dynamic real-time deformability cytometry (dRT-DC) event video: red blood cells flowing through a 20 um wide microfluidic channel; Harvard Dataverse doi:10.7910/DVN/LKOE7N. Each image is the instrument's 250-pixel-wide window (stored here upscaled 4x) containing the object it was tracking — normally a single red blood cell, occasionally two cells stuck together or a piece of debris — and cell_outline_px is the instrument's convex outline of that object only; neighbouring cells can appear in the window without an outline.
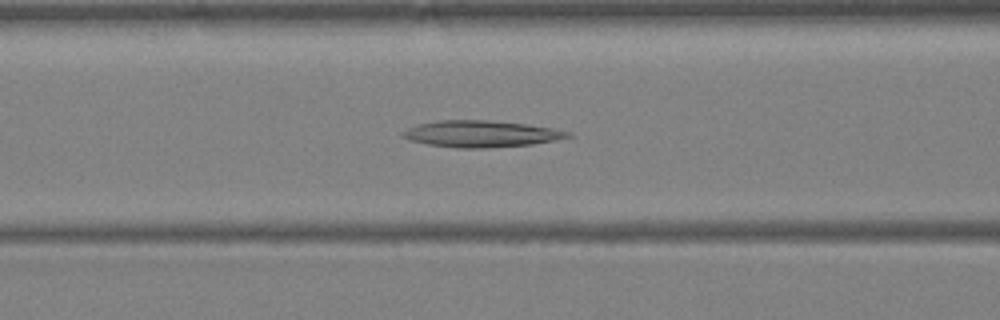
{"species": "Egyptian fruit bat (a non-hibernating species)", "species_latin": "Rousettus aegyptiacus", "temperature_condition": "warm", "stored_images_in_passage": 38, "camera_frame_rate_fps": 3000, "um_per_image_px": 0.085, "animal": {"sex": "female"}, "frame": {"image": 1, "passage_image": 15, "time_ms": 4.667, "image_size_px": [1000, 320], "cell_outline_px": [[572, 136], [532, 144], [488, 148], [456, 148], [428, 144], [408, 140], [400, 136], [400, 132], [408, 128], [420, 124], [440, 120], [484, 120], [524, 124], [552, 128], [572, 132]], "centroid_in_image_um": [40.84, 11.38], "position_along_channel_um": 125.8, "area_um2": 25.37}}
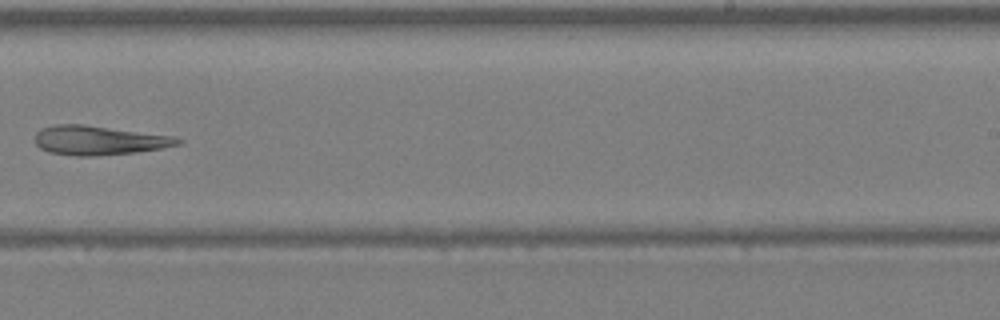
{"frame": {"image": 2, "passage_image": 24, "time_ms": 7.667, "image_size_px": [1000, 320], "cell_outline_px": [[184, 140], [180, 144], [160, 148], [136, 152], [96, 156], [76, 156], [48, 152], [40, 148], [36, 144], [36, 132], [40, 128], [52, 124], [80, 124], [172, 136]], "centroid_in_image_um": [8.35, 11.93], "position_along_channel_um": 280.6, "area_um2": 24.16}}
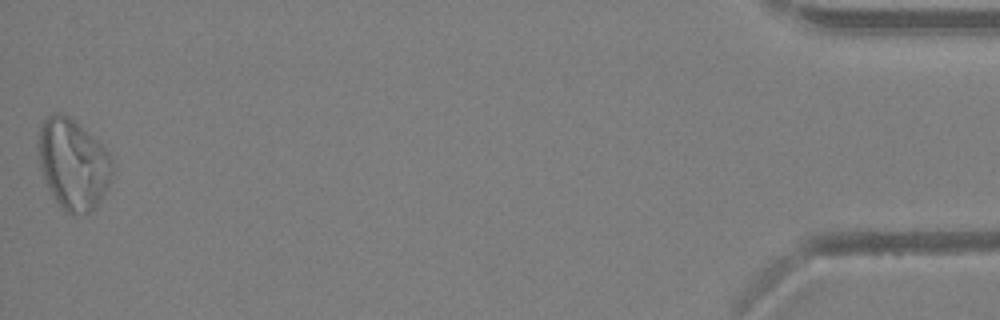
{"frame": {"image": 3, "passage_image": 38, "time_ms": 12.333, "image_size_px": [1000, 320], "cell_outline_px": [[112, 172], [108, 184], [96, 208], [88, 212], [72, 216], [64, 212], [60, 208], [48, 188], [40, 164], [36, 144], [40, 128], [44, 120], [48, 116], [68, 116], [76, 120], [108, 152], [112, 160]], "centroid_in_image_um": [6.2, 13.99], "position_along_channel_um": 429.0, "area_um2": 38.78}}